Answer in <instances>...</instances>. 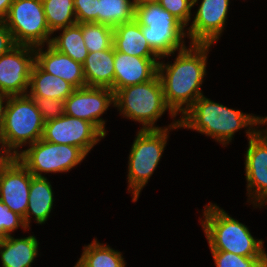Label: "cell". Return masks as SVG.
I'll use <instances>...</instances> for the list:
<instances>
[{
    "instance_id": "cell-1",
    "label": "cell",
    "mask_w": 267,
    "mask_h": 267,
    "mask_svg": "<svg viewBox=\"0 0 267 267\" xmlns=\"http://www.w3.org/2000/svg\"><path fill=\"white\" fill-rule=\"evenodd\" d=\"M211 46L212 44H190V48L178 51L173 64L159 61L158 76L165 101L176 115L179 112L183 115L203 95L201 85L206 75L207 56Z\"/></svg>"
},
{
    "instance_id": "cell-2",
    "label": "cell",
    "mask_w": 267,
    "mask_h": 267,
    "mask_svg": "<svg viewBox=\"0 0 267 267\" xmlns=\"http://www.w3.org/2000/svg\"><path fill=\"white\" fill-rule=\"evenodd\" d=\"M259 116L246 114L216 103L204 95L199 97L179 119L180 128L193 129L212 137L223 146L231 142L235 132L248 127V140L259 130ZM254 127V128H252Z\"/></svg>"
},
{
    "instance_id": "cell-3",
    "label": "cell",
    "mask_w": 267,
    "mask_h": 267,
    "mask_svg": "<svg viewBox=\"0 0 267 267\" xmlns=\"http://www.w3.org/2000/svg\"><path fill=\"white\" fill-rule=\"evenodd\" d=\"M201 220L210 250L227 251L243 257L267 256L263 240L254 238L248 227L209 203Z\"/></svg>"
},
{
    "instance_id": "cell-4",
    "label": "cell",
    "mask_w": 267,
    "mask_h": 267,
    "mask_svg": "<svg viewBox=\"0 0 267 267\" xmlns=\"http://www.w3.org/2000/svg\"><path fill=\"white\" fill-rule=\"evenodd\" d=\"M0 101L3 151L9 157H16L20 153L18 148L42 139L45 122L34 100L28 95L9 96Z\"/></svg>"
},
{
    "instance_id": "cell-5",
    "label": "cell",
    "mask_w": 267,
    "mask_h": 267,
    "mask_svg": "<svg viewBox=\"0 0 267 267\" xmlns=\"http://www.w3.org/2000/svg\"><path fill=\"white\" fill-rule=\"evenodd\" d=\"M114 107L123 117L141 123L143 127L140 129L143 130L164 129L155 123L167 110L172 118L177 116L165 101L158 74L148 82L119 89L114 94Z\"/></svg>"
},
{
    "instance_id": "cell-6",
    "label": "cell",
    "mask_w": 267,
    "mask_h": 267,
    "mask_svg": "<svg viewBox=\"0 0 267 267\" xmlns=\"http://www.w3.org/2000/svg\"><path fill=\"white\" fill-rule=\"evenodd\" d=\"M179 129V120H174L164 129H140L132 144L128 161V192L133 202L138 200L141 190L154 173L166 147L171 129Z\"/></svg>"
},
{
    "instance_id": "cell-7",
    "label": "cell",
    "mask_w": 267,
    "mask_h": 267,
    "mask_svg": "<svg viewBox=\"0 0 267 267\" xmlns=\"http://www.w3.org/2000/svg\"><path fill=\"white\" fill-rule=\"evenodd\" d=\"M135 20L149 46L161 57H168L184 49L185 26L158 3L135 7Z\"/></svg>"
},
{
    "instance_id": "cell-8",
    "label": "cell",
    "mask_w": 267,
    "mask_h": 267,
    "mask_svg": "<svg viewBox=\"0 0 267 267\" xmlns=\"http://www.w3.org/2000/svg\"><path fill=\"white\" fill-rule=\"evenodd\" d=\"M20 150L18 160L37 177L42 173L68 172L80 164L87 154L79 147L67 144H54L43 139Z\"/></svg>"
},
{
    "instance_id": "cell-9",
    "label": "cell",
    "mask_w": 267,
    "mask_h": 267,
    "mask_svg": "<svg viewBox=\"0 0 267 267\" xmlns=\"http://www.w3.org/2000/svg\"><path fill=\"white\" fill-rule=\"evenodd\" d=\"M4 22L16 45L50 44L53 33L47 25L42 0H14Z\"/></svg>"
},
{
    "instance_id": "cell-10",
    "label": "cell",
    "mask_w": 267,
    "mask_h": 267,
    "mask_svg": "<svg viewBox=\"0 0 267 267\" xmlns=\"http://www.w3.org/2000/svg\"><path fill=\"white\" fill-rule=\"evenodd\" d=\"M35 47L16 45L0 56V99L27 95Z\"/></svg>"
},
{
    "instance_id": "cell-11",
    "label": "cell",
    "mask_w": 267,
    "mask_h": 267,
    "mask_svg": "<svg viewBox=\"0 0 267 267\" xmlns=\"http://www.w3.org/2000/svg\"><path fill=\"white\" fill-rule=\"evenodd\" d=\"M105 136L89 121L64 114L45 122L42 139L81 148L87 155Z\"/></svg>"
},
{
    "instance_id": "cell-12",
    "label": "cell",
    "mask_w": 267,
    "mask_h": 267,
    "mask_svg": "<svg viewBox=\"0 0 267 267\" xmlns=\"http://www.w3.org/2000/svg\"><path fill=\"white\" fill-rule=\"evenodd\" d=\"M111 104L114 106V92L109 88H78L65 100V114L89 121L106 136L105 120L100 117Z\"/></svg>"
},
{
    "instance_id": "cell-13",
    "label": "cell",
    "mask_w": 267,
    "mask_h": 267,
    "mask_svg": "<svg viewBox=\"0 0 267 267\" xmlns=\"http://www.w3.org/2000/svg\"><path fill=\"white\" fill-rule=\"evenodd\" d=\"M32 174L18 160L8 157L0 166V200L23 219L28 208Z\"/></svg>"
},
{
    "instance_id": "cell-14",
    "label": "cell",
    "mask_w": 267,
    "mask_h": 267,
    "mask_svg": "<svg viewBox=\"0 0 267 267\" xmlns=\"http://www.w3.org/2000/svg\"><path fill=\"white\" fill-rule=\"evenodd\" d=\"M230 0H202L190 27L187 38L190 44H213L218 41L226 26ZM198 0H193V6Z\"/></svg>"
},
{
    "instance_id": "cell-15",
    "label": "cell",
    "mask_w": 267,
    "mask_h": 267,
    "mask_svg": "<svg viewBox=\"0 0 267 267\" xmlns=\"http://www.w3.org/2000/svg\"><path fill=\"white\" fill-rule=\"evenodd\" d=\"M248 141L244 163L248 202L263 207L267 204V138L258 131Z\"/></svg>"
},
{
    "instance_id": "cell-16",
    "label": "cell",
    "mask_w": 267,
    "mask_h": 267,
    "mask_svg": "<svg viewBox=\"0 0 267 267\" xmlns=\"http://www.w3.org/2000/svg\"><path fill=\"white\" fill-rule=\"evenodd\" d=\"M160 58L131 56L114 49V94L126 86L153 79L158 74Z\"/></svg>"
},
{
    "instance_id": "cell-17",
    "label": "cell",
    "mask_w": 267,
    "mask_h": 267,
    "mask_svg": "<svg viewBox=\"0 0 267 267\" xmlns=\"http://www.w3.org/2000/svg\"><path fill=\"white\" fill-rule=\"evenodd\" d=\"M35 47V63L45 72L64 79L75 89L87 87L83 65L47 44ZM42 48V49H41Z\"/></svg>"
},
{
    "instance_id": "cell-18",
    "label": "cell",
    "mask_w": 267,
    "mask_h": 267,
    "mask_svg": "<svg viewBox=\"0 0 267 267\" xmlns=\"http://www.w3.org/2000/svg\"><path fill=\"white\" fill-rule=\"evenodd\" d=\"M87 87L109 88L114 92V47L90 52L83 62Z\"/></svg>"
},
{
    "instance_id": "cell-19",
    "label": "cell",
    "mask_w": 267,
    "mask_h": 267,
    "mask_svg": "<svg viewBox=\"0 0 267 267\" xmlns=\"http://www.w3.org/2000/svg\"><path fill=\"white\" fill-rule=\"evenodd\" d=\"M113 47L121 53L138 57H160L148 44L142 26L134 19L113 28Z\"/></svg>"
},
{
    "instance_id": "cell-20",
    "label": "cell",
    "mask_w": 267,
    "mask_h": 267,
    "mask_svg": "<svg viewBox=\"0 0 267 267\" xmlns=\"http://www.w3.org/2000/svg\"><path fill=\"white\" fill-rule=\"evenodd\" d=\"M39 242L34 235L14 238L12 235L0 238L2 267H31L38 255Z\"/></svg>"
},
{
    "instance_id": "cell-21",
    "label": "cell",
    "mask_w": 267,
    "mask_h": 267,
    "mask_svg": "<svg viewBox=\"0 0 267 267\" xmlns=\"http://www.w3.org/2000/svg\"><path fill=\"white\" fill-rule=\"evenodd\" d=\"M50 183L47 177L32 175L28 208L23 219L27 229H30L31 215L35 217L36 223L38 224L45 223L49 218L54 202L53 190Z\"/></svg>"
},
{
    "instance_id": "cell-22",
    "label": "cell",
    "mask_w": 267,
    "mask_h": 267,
    "mask_svg": "<svg viewBox=\"0 0 267 267\" xmlns=\"http://www.w3.org/2000/svg\"><path fill=\"white\" fill-rule=\"evenodd\" d=\"M29 88L28 96H40L63 101L75 90L70 83L43 71L36 63L33 64L30 73Z\"/></svg>"
},
{
    "instance_id": "cell-23",
    "label": "cell",
    "mask_w": 267,
    "mask_h": 267,
    "mask_svg": "<svg viewBox=\"0 0 267 267\" xmlns=\"http://www.w3.org/2000/svg\"><path fill=\"white\" fill-rule=\"evenodd\" d=\"M125 265L121 252L94 239L84 246L82 255L74 267H125Z\"/></svg>"
},
{
    "instance_id": "cell-24",
    "label": "cell",
    "mask_w": 267,
    "mask_h": 267,
    "mask_svg": "<svg viewBox=\"0 0 267 267\" xmlns=\"http://www.w3.org/2000/svg\"><path fill=\"white\" fill-rule=\"evenodd\" d=\"M58 30H61L62 33L57 37H52L50 45L59 52L66 54L74 61L83 64L89 51L84 43L81 23H76Z\"/></svg>"
},
{
    "instance_id": "cell-25",
    "label": "cell",
    "mask_w": 267,
    "mask_h": 267,
    "mask_svg": "<svg viewBox=\"0 0 267 267\" xmlns=\"http://www.w3.org/2000/svg\"><path fill=\"white\" fill-rule=\"evenodd\" d=\"M135 19L133 0H99L97 23L115 27Z\"/></svg>"
},
{
    "instance_id": "cell-26",
    "label": "cell",
    "mask_w": 267,
    "mask_h": 267,
    "mask_svg": "<svg viewBox=\"0 0 267 267\" xmlns=\"http://www.w3.org/2000/svg\"><path fill=\"white\" fill-rule=\"evenodd\" d=\"M42 3L47 25L53 34L77 23L74 0H42Z\"/></svg>"
},
{
    "instance_id": "cell-27",
    "label": "cell",
    "mask_w": 267,
    "mask_h": 267,
    "mask_svg": "<svg viewBox=\"0 0 267 267\" xmlns=\"http://www.w3.org/2000/svg\"><path fill=\"white\" fill-rule=\"evenodd\" d=\"M81 30L89 53L113 46V27L100 23H81Z\"/></svg>"
},
{
    "instance_id": "cell-28",
    "label": "cell",
    "mask_w": 267,
    "mask_h": 267,
    "mask_svg": "<svg viewBox=\"0 0 267 267\" xmlns=\"http://www.w3.org/2000/svg\"><path fill=\"white\" fill-rule=\"evenodd\" d=\"M216 267H267V256L243 257L227 251L211 250Z\"/></svg>"
},
{
    "instance_id": "cell-29",
    "label": "cell",
    "mask_w": 267,
    "mask_h": 267,
    "mask_svg": "<svg viewBox=\"0 0 267 267\" xmlns=\"http://www.w3.org/2000/svg\"><path fill=\"white\" fill-rule=\"evenodd\" d=\"M31 97L38 107L44 122L54 120L65 114V101L40 96Z\"/></svg>"
},
{
    "instance_id": "cell-30",
    "label": "cell",
    "mask_w": 267,
    "mask_h": 267,
    "mask_svg": "<svg viewBox=\"0 0 267 267\" xmlns=\"http://www.w3.org/2000/svg\"><path fill=\"white\" fill-rule=\"evenodd\" d=\"M157 3L177 18L185 27L189 25L193 0H158Z\"/></svg>"
},
{
    "instance_id": "cell-31",
    "label": "cell",
    "mask_w": 267,
    "mask_h": 267,
    "mask_svg": "<svg viewBox=\"0 0 267 267\" xmlns=\"http://www.w3.org/2000/svg\"><path fill=\"white\" fill-rule=\"evenodd\" d=\"M22 227L24 231H27L23 218L11 211L0 200V238L7 237L17 230L18 227Z\"/></svg>"
},
{
    "instance_id": "cell-32",
    "label": "cell",
    "mask_w": 267,
    "mask_h": 267,
    "mask_svg": "<svg viewBox=\"0 0 267 267\" xmlns=\"http://www.w3.org/2000/svg\"><path fill=\"white\" fill-rule=\"evenodd\" d=\"M99 0H74L77 23H97Z\"/></svg>"
},
{
    "instance_id": "cell-33",
    "label": "cell",
    "mask_w": 267,
    "mask_h": 267,
    "mask_svg": "<svg viewBox=\"0 0 267 267\" xmlns=\"http://www.w3.org/2000/svg\"><path fill=\"white\" fill-rule=\"evenodd\" d=\"M16 44L5 22L0 20V56L8 53Z\"/></svg>"
},
{
    "instance_id": "cell-34",
    "label": "cell",
    "mask_w": 267,
    "mask_h": 267,
    "mask_svg": "<svg viewBox=\"0 0 267 267\" xmlns=\"http://www.w3.org/2000/svg\"><path fill=\"white\" fill-rule=\"evenodd\" d=\"M14 0H0V20L4 21Z\"/></svg>"
},
{
    "instance_id": "cell-35",
    "label": "cell",
    "mask_w": 267,
    "mask_h": 267,
    "mask_svg": "<svg viewBox=\"0 0 267 267\" xmlns=\"http://www.w3.org/2000/svg\"><path fill=\"white\" fill-rule=\"evenodd\" d=\"M267 123V116L266 117H259V125H265ZM261 134H263L267 138V130L261 129L259 130Z\"/></svg>"
},
{
    "instance_id": "cell-36",
    "label": "cell",
    "mask_w": 267,
    "mask_h": 267,
    "mask_svg": "<svg viewBox=\"0 0 267 267\" xmlns=\"http://www.w3.org/2000/svg\"><path fill=\"white\" fill-rule=\"evenodd\" d=\"M158 0H133V4L135 7L143 5L145 3H157Z\"/></svg>"
},
{
    "instance_id": "cell-37",
    "label": "cell",
    "mask_w": 267,
    "mask_h": 267,
    "mask_svg": "<svg viewBox=\"0 0 267 267\" xmlns=\"http://www.w3.org/2000/svg\"><path fill=\"white\" fill-rule=\"evenodd\" d=\"M2 135H3V125H2V106L0 101V144L1 149H3V143H2Z\"/></svg>"
},
{
    "instance_id": "cell-38",
    "label": "cell",
    "mask_w": 267,
    "mask_h": 267,
    "mask_svg": "<svg viewBox=\"0 0 267 267\" xmlns=\"http://www.w3.org/2000/svg\"><path fill=\"white\" fill-rule=\"evenodd\" d=\"M8 157L9 156L3 151V149H0V166L7 160Z\"/></svg>"
}]
</instances>
